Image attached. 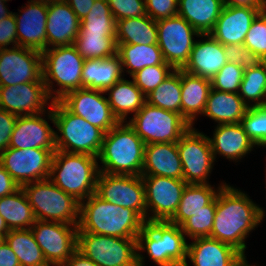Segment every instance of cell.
Wrapping results in <instances>:
<instances>
[{"label": "cell", "instance_id": "obj_12", "mask_svg": "<svg viewBox=\"0 0 266 266\" xmlns=\"http://www.w3.org/2000/svg\"><path fill=\"white\" fill-rule=\"evenodd\" d=\"M177 149L187 184H209L207 181L214 167V157L209 136L193 126L178 140Z\"/></svg>", "mask_w": 266, "mask_h": 266}, {"label": "cell", "instance_id": "obj_5", "mask_svg": "<svg viewBox=\"0 0 266 266\" xmlns=\"http://www.w3.org/2000/svg\"><path fill=\"white\" fill-rule=\"evenodd\" d=\"M46 114L58 131L56 150L98 157L105 135L100 128L71 113L60 101H53Z\"/></svg>", "mask_w": 266, "mask_h": 266}, {"label": "cell", "instance_id": "obj_7", "mask_svg": "<svg viewBox=\"0 0 266 266\" xmlns=\"http://www.w3.org/2000/svg\"><path fill=\"white\" fill-rule=\"evenodd\" d=\"M84 61L74 44L42 52L43 81L52 101H59L67 93L82 88ZM54 82L58 89H53Z\"/></svg>", "mask_w": 266, "mask_h": 266}, {"label": "cell", "instance_id": "obj_27", "mask_svg": "<svg viewBox=\"0 0 266 266\" xmlns=\"http://www.w3.org/2000/svg\"><path fill=\"white\" fill-rule=\"evenodd\" d=\"M141 176L183 179V168L177 143L146 144Z\"/></svg>", "mask_w": 266, "mask_h": 266}, {"label": "cell", "instance_id": "obj_51", "mask_svg": "<svg viewBox=\"0 0 266 266\" xmlns=\"http://www.w3.org/2000/svg\"><path fill=\"white\" fill-rule=\"evenodd\" d=\"M18 46L16 19L14 13L0 21V49H6L9 45Z\"/></svg>", "mask_w": 266, "mask_h": 266}, {"label": "cell", "instance_id": "obj_60", "mask_svg": "<svg viewBox=\"0 0 266 266\" xmlns=\"http://www.w3.org/2000/svg\"><path fill=\"white\" fill-rule=\"evenodd\" d=\"M39 1H46V2H50V1H53V0H39Z\"/></svg>", "mask_w": 266, "mask_h": 266}, {"label": "cell", "instance_id": "obj_2", "mask_svg": "<svg viewBox=\"0 0 266 266\" xmlns=\"http://www.w3.org/2000/svg\"><path fill=\"white\" fill-rule=\"evenodd\" d=\"M145 224L135 210L104 201L95 193L80 202L77 232L137 238Z\"/></svg>", "mask_w": 266, "mask_h": 266}, {"label": "cell", "instance_id": "obj_53", "mask_svg": "<svg viewBox=\"0 0 266 266\" xmlns=\"http://www.w3.org/2000/svg\"><path fill=\"white\" fill-rule=\"evenodd\" d=\"M69 4L71 9L76 13L77 17L81 21L88 15L93 7L95 0H64Z\"/></svg>", "mask_w": 266, "mask_h": 266}, {"label": "cell", "instance_id": "obj_45", "mask_svg": "<svg viewBox=\"0 0 266 266\" xmlns=\"http://www.w3.org/2000/svg\"><path fill=\"white\" fill-rule=\"evenodd\" d=\"M243 73L244 69L241 66L227 62L211 79L212 89L238 93Z\"/></svg>", "mask_w": 266, "mask_h": 266}, {"label": "cell", "instance_id": "obj_46", "mask_svg": "<svg viewBox=\"0 0 266 266\" xmlns=\"http://www.w3.org/2000/svg\"><path fill=\"white\" fill-rule=\"evenodd\" d=\"M244 46L266 61V9L253 20L246 34Z\"/></svg>", "mask_w": 266, "mask_h": 266}, {"label": "cell", "instance_id": "obj_13", "mask_svg": "<svg viewBox=\"0 0 266 266\" xmlns=\"http://www.w3.org/2000/svg\"><path fill=\"white\" fill-rule=\"evenodd\" d=\"M56 149L9 148L0 154V164L22 187L25 184L49 179L53 153Z\"/></svg>", "mask_w": 266, "mask_h": 266}, {"label": "cell", "instance_id": "obj_24", "mask_svg": "<svg viewBox=\"0 0 266 266\" xmlns=\"http://www.w3.org/2000/svg\"><path fill=\"white\" fill-rule=\"evenodd\" d=\"M261 11L260 8L224 6L210 34L223 45L244 44L253 20Z\"/></svg>", "mask_w": 266, "mask_h": 266}, {"label": "cell", "instance_id": "obj_52", "mask_svg": "<svg viewBox=\"0 0 266 266\" xmlns=\"http://www.w3.org/2000/svg\"><path fill=\"white\" fill-rule=\"evenodd\" d=\"M20 186L0 164V198L13 194Z\"/></svg>", "mask_w": 266, "mask_h": 266}, {"label": "cell", "instance_id": "obj_43", "mask_svg": "<svg viewBox=\"0 0 266 266\" xmlns=\"http://www.w3.org/2000/svg\"><path fill=\"white\" fill-rule=\"evenodd\" d=\"M241 124L255 146L266 147V106L248 107Z\"/></svg>", "mask_w": 266, "mask_h": 266}, {"label": "cell", "instance_id": "obj_41", "mask_svg": "<svg viewBox=\"0 0 266 266\" xmlns=\"http://www.w3.org/2000/svg\"><path fill=\"white\" fill-rule=\"evenodd\" d=\"M74 45L84 60L106 59L117 54L116 37L102 33L78 34Z\"/></svg>", "mask_w": 266, "mask_h": 266}, {"label": "cell", "instance_id": "obj_35", "mask_svg": "<svg viewBox=\"0 0 266 266\" xmlns=\"http://www.w3.org/2000/svg\"><path fill=\"white\" fill-rule=\"evenodd\" d=\"M117 55L122 64L123 74L126 71L130 76L144 67L165 63L158 44H117Z\"/></svg>", "mask_w": 266, "mask_h": 266}, {"label": "cell", "instance_id": "obj_25", "mask_svg": "<svg viewBox=\"0 0 266 266\" xmlns=\"http://www.w3.org/2000/svg\"><path fill=\"white\" fill-rule=\"evenodd\" d=\"M204 40H196L188 63L182 69L187 73L211 80L228 62L224 45L211 34H201Z\"/></svg>", "mask_w": 266, "mask_h": 266}, {"label": "cell", "instance_id": "obj_55", "mask_svg": "<svg viewBox=\"0 0 266 266\" xmlns=\"http://www.w3.org/2000/svg\"><path fill=\"white\" fill-rule=\"evenodd\" d=\"M61 266H98L94 261L76 249Z\"/></svg>", "mask_w": 266, "mask_h": 266}, {"label": "cell", "instance_id": "obj_33", "mask_svg": "<svg viewBox=\"0 0 266 266\" xmlns=\"http://www.w3.org/2000/svg\"><path fill=\"white\" fill-rule=\"evenodd\" d=\"M226 183H220L216 189L210 184H187L174 216L169 222L181 226L203 207L210 204Z\"/></svg>", "mask_w": 266, "mask_h": 266}, {"label": "cell", "instance_id": "obj_22", "mask_svg": "<svg viewBox=\"0 0 266 266\" xmlns=\"http://www.w3.org/2000/svg\"><path fill=\"white\" fill-rule=\"evenodd\" d=\"M45 113L47 111L37 115L18 116L10 138L9 148L56 149L55 130L46 121Z\"/></svg>", "mask_w": 266, "mask_h": 266}, {"label": "cell", "instance_id": "obj_34", "mask_svg": "<svg viewBox=\"0 0 266 266\" xmlns=\"http://www.w3.org/2000/svg\"><path fill=\"white\" fill-rule=\"evenodd\" d=\"M157 35L156 21L148 15L125 18L116 22L117 44H157Z\"/></svg>", "mask_w": 266, "mask_h": 266}, {"label": "cell", "instance_id": "obj_29", "mask_svg": "<svg viewBox=\"0 0 266 266\" xmlns=\"http://www.w3.org/2000/svg\"><path fill=\"white\" fill-rule=\"evenodd\" d=\"M248 106L238 93L224 92L211 88L203 116L219 124L241 123Z\"/></svg>", "mask_w": 266, "mask_h": 266}, {"label": "cell", "instance_id": "obj_3", "mask_svg": "<svg viewBox=\"0 0 266 266\" xmlns=\"http://www.w3.org/2000/svg\"><path fill=\"white\" fill-rule=\"evenodd\" d=\"M145 143L125 121L105 133L97 160L100 172L120 175H141Z\"/></svg>", "mask_w": 266, "mask_h": 266}, {"label": "cell", "instance_id": "obj_14", "mask_svg": "<svg viewBox=\"0 0 266 266\" xmlns=\"http://www.w3.org/2000/svg\"><path fill=\"white\" fill-rule=\"evenodd\" d=\"M95 194L104 201L135 210L146 221L145 186L141 175L100 172Z\"/></svg>", "mask_w": 266, "mask_h": 266}, {"label": "cell", "instance_id": "obj_4", "mask_svg": "<svg viewBox=\"0 0 266 266\" xmlns=\"http://www.w3.org/2000/svg\"><path fill=\"white\" fill-rule=\"evenodd\" d=\"M185 234L169 221H149L137 236L138 266L145 265L142 251L158 266H184L187 262Z\"/></svg>", "mask_w": 266, "mask_h": 266}, {"label": "cell", "instance_id": "obj_39", "mask_svg": "<svg viewBox=\"0 0 266 266\" xmlns=\"http://www.w3.org/2000/svg\"><path fill=\"white\" fill-rule=\"evenodd\" d=\"M180 69L174 70L157 88L146 95L150 105L181 114Z\"/></svg>", "mask_w": 266, "mask_h": 266}, {"label": "cell", "instance_id": "obj_6", "mask_svg": "<svg viewBox=\"0 0 266 266\" xmlns=\"http://www.w3.org/2000/svg\"><path fill=\"white\" fill-rule=\"evenodd\" d=\"M97 157L56 150L49 179L60 189L81 202L95 193L100 173Z\"/></svg>", "mask_w": 266, "mask_h": 266}, {"label": "cell", "instance_id": "obj_16", "mask_svg": "<svg viewBox=\"0 0 266 266\" xmlns=\"http://www.w3.org/2000/svg\"><path fill=\"white\" fill-rule=\"evenodd\" d=\"M141 177L145 186L146 222L169 221L178 208L187 183L183 179L164 176Z\"/></svg>", "mask_w": 266, "mask_h": 266}, {"label": "cell", "instance_id": "obj_47", "mask_svg": "<svg viewBox=\"0 0 266 266\" xmlns=\"http://www.w3.org/2000/svg\"><path fill=\"white\" fill-rule=\"evenodd\" d=\"M224 54L227 61L241 66L244 70L259 66L264 60L252 52L244 44L224 45Z\"/></svg>", "mask_w": 266, "mask_h": 266}, {"label": "cell", "instance_id": "obj_20", "mask_svg": "<svg viewBox=\"0 0 266 266\" xmlns=\"http://www.w3.org/2000/svg\"><path fill=\"white\" fill-rule=\"evenodd\" d=\"M25 9L14 13L18 45L43 52L47 49V9L48 2L28 0Z\"/></svg>", "mask_w": 266, "mask_h": 266}, {"label": "cell", "instance_id": "obj_58", "mask_svg": "<svg viewBox=\"0 0 266 266\" xmlns=\"http://www.w3.org/2000/svg\"><path fill=\"white\" fill-rule=\"evenodd\" d=\"M9 228L5 223L4 218L0 215V234H7L9 232Z\"/></svg>", "mask_w": 266, "mask_h": 266}, {"label": "cell", "instance_id": "obj_28", "mask_svg": "<svg viewBox=\"0 0 266 266\" xmlns=\"http://www.w3.org/2000/svg\"><path fill=\"white\" fill-rule=\"evenodd\" d=\"M181 79V115L192 125L198 115H202L209 91L211 80L196 76L180 69ZM197 116V117H196Z\"/></svg>", "mask_w": 266, "mask_h": 266}, {"label": "cell", "instance_id": "obj_48", "mask_svg": "<svg viewBox=\"0 0 266 266\" xmlns=\"http://www.w3.org/2000/svg\"><path fill=\"white\" fill-rule=\"evenodd\" d=\"M115 21L146 14L145 0H107Z\"/></svg>", "mask_w": 266, "mask_h": 266}, {"label": "cell", "instance_id": "obj_42", "mask_svg": "<svg viewBox=\"0 0 266 266\" xmlns=\"http://www.w3.org/2000/svg\"><path fill=\"white\" fill-rule=\"evenodd\" d=\"M216 205L217 196L210 204L203 207L202 210L195 213L180 226L186 237H189V239L210 237Z\"/></svg>", "mask_w": 266, "mask_h": 266}, {"label": "cell", "instance_id": "obj_40", "mask_svg": "<svg viewBox=\"0 0 266 266\" xmlns=\"http://www.w3.org/2000/svg\"><path fill=\"white\" fill-rule=\"evenodd\" d=\"M88 33L116 37V21L107 0H95L91 11L81 20L79 34Z\"/></svg>", "mask_w": 266, "mask_h": 266}, {"label": "cell", "instance_id": "obj_18", "mask_svg": "<svg viewBox=\"0 0 266 266\" xmlns=\"http://www.w3.org/2000/svg\"><path fill=\"white\" fill-rule=\"evenodd\" d=\"M105 91L80 88L67 93L59 101L73 114L84 118L104 133L115 127L119 121L114 116Z\"/></svg>", "mask_w": 266, "mask_h": 266}, {"label": "cell", "instance_id": "obj_26", "mask_svg": "<svg viewBox=\"0 0 266 266\" xmlns=\"http://www.w3.org/2000/svg\"><path fill=\"white\" fill-rule=\"evenodd\" d=\"M209 141L215 161L218 154L229 161L238 162L256 147L241 123L217 124Z\"/></svg>", "mask_w": 266, "mask_h": 266}, {"label": "cell", "instance_id": "obj_9", "mask_svg": "<svg viewBox=\"0 0 266 266\" xmlns=\"http://www.w3.org/2000/svg\"><path fill=\"white\" fill-rule=\"evenodd\" d=\"M127 123L145 144L177 143L192 127L181 114L147 102Z\"/></svg>", "mask_w": 266, "mask_h": 266}, {"label": "cell", "instance_id": "obj_50", "mask_svg": "<svg viewBox=\"0 0 266 266\" xmlns=\"http://www.w3.org/2000/svg\"><path fill=\"white\" fill-rule=\"evenodd\" d=\"M17 115L0 108V154L8 149Z\"/></svg>", "mask_w": 266, "mask_h": 266}, {"label": "cell", "instance_id": "obj_49", "mask_svg": "<svg viewBox=\"0 0 266 266\" xmlns=\"http://www.w3.org/2000/svg\"><path fill=\"white\" fill-rule=\"evenodd\" d=\"M146 14L154 21L176 16L178 0H145Z\"/></svg>", "mask_w": 266, "mask_h": 266}, {"label": "cell", "instance_id": "obj_59", "mask_svg": "<svg viewBox=\"0 0 266 266\" xmlns=\"http://www.w3.org/2000/svg\"><path fill=\"white\" fill-rule=\"evenodd\" d=\"M6 234H0V245L5 241Z\"/></svg>", "mask_w": 266, "mask_h": 266}, {"label": "cell", "instance_id": "obj_54", "mask_svg": "<svg viewBox=\"0 0 266 266\" xmlns=\"http://www.w3.org/2000/svg\"><path fill=\"white\" fill-rule=\"evenodd\" d=\"M0 266H20L18 257L6 241L0 245Z\"/></svg>", "mask_w": 266, "mask_h": 266}, {"label": "cell", "instance_id": "obj_10", "mask_svg": "<svg viewBox=\"0 0 266 266\" xmlns=\"http://www.w3.org/2000/svg\"><path fill=\"white\" fill-rule=\"evenodd\" d=\"M77 249L98 266H138L137 238L77 232Z\"/></svg>", "mask_w": 266, "mask_h": 266}, {"label": "cell", "instance_id": "obj_31", "mask_svg": "<svg viewBox=\"0 0 266 266\" xmlns=\"http://www.w3.org/2000/svg\"><path fill=\"white\" fill-rule=\"evenodd\" d=\"M223 8L222 0H178L177 15L183 17L199 34H210Z\"/></svg>", "mask_w": 266, "mask_h": 266}, {"label": "cell", "instance_id": "obj_15", "mask_svg": "<svg viewBox=\"0 0 266 266\" xmlns=\"http://www.w3.org/2000/svg\"><path fill=\"white\" fill-rule=\"evenodd\" d=\"M31 231L50 266H61L77 249L76 225L36 220Z\"/></svg>", "mask_w": 266, "mask_h": 266}, {"label": "cell", "instance_id": "obj_1", "mask_svg": "<svg viewBox=\"0 0 266 266\" xmlns=\"http://www.w3.org/2000/svg\"><path fill=\"white\" fill-rule=\"evenodd\" d=\"M264 217V208L254 203L248 194L226 183L217 194L210 237L233 246L245 256V240Z\"/></svg>", "mask_w": 266, "mask_h": 266}, {"label": "cell", "instance_id": "obj_30", "mask_svg": "<svg viewBox=\"0 0 266 266\" xmlns=\"http://www.w3.org/2000/svg\"><path fill=\"white\" fill-rule=\"evenodd\" d=\"M119 56L106 59H88L82 68V88L106 91L125 75Z\"/></svg>", "mask_w": 266, "mask_h": 266}, {"label": "cell", "instance_id": "obj_32", "mask_svg": "<svg viewBox=\"0 0 266 266\" xmlns=\"http://www.w3.org/2000/svg\"><path fill=\"white\" fill-rule=\"evenodd\" d=\"M108 103L119 122H127L128 114L133 116L143 107L146 96L132 80L124 77L105 91ZM108 93V94H107Z\"/></svg>", "mask_w": 266, "mask_h": 266}, {"label": "cell", "instance_id": "obj_37", "mask_svg": "<svg viewBox=\"0 0 266 266\" xmlns=\"http://www.w3.org/2000/svg\"><path fill=\"white\" fill-rule=\"evenodd\" d=\"M5 241L18 257L20 266H50L37 244L31 228L10 230Z\"/></svg>", "mask_w": 266, "mask_h": 266}, {"label": "cell", "instance_id": "obj_19", "mask_svg": "<svg viewBox=\"0 0 266 266\" xmlns=\"http://www.w3.org/2000/svg\"><path fill=\"white\" fill-rule=\"evenodd\" d=\"M52 103L44 82H27L0 87V108L17 116L46 112L51 109ZM45 105L50 107L46 108Z\"/></svg>", "mask_w": 266, "mask_h": 266}, {"label": "cell", "instance_id": "obj_38", "mask_svg": "<svg viewBox=\"0 0 266 266\" xmlns=\"http://www.w3.org/2000/svg\"><path fill=\"white\" fill-rule=\"evenodd\" d=\"M238 94L248 107L266 106V61L244 70Z\"/></svg>", "mask_w": 266, "mask_h": 266}, {"label": "cell", "instance_id": "obj_11", "mask_svg": "<svg viewBox=\"0 0 266 266\" xmlns=\"http://www.w3.org/2000/svg\"><path fill=\"white\" fill-rule=\"evenodd\" d=\"M158 35L157 44L166 63L175 70L183 69L188 63L199 34L183 17L176 15L156 21Z\"/></svg>", "mask_w": 266, "mask_h": 266}, {"label": "cell", "instance_id": "obj_56", "mask_svg": "<svg viewBox=\"0 0 266 266\" xmlns=\"http://www.w3.org/2000/svg\"><path fill=\"white\" fill-rule=\"evenodd\" d=\"M224 6H239L266 9V0H222Z\"/></svg>", "mask_w": 266, "mask_h": 266}, {"label": "cell", "instance_id": "obj_8", "mask_svg": "<svg viewBox=\"0 0 266 266\" xmlns=\"http://www.w3.org/2000/svg\"><path fill=\"white\" fill-rule=\"evenodd\" d=\"M36 220L79 223L80 202L57 187L50 179L22 186Z\"/></svg>", "mask_w": 266, "mask_h": 266}, {"label": "cell", "instance_id": "obj_57", "mask_svg": "<svg viewBox=\"0 0 266 266\" xmlns=\"http://www.w3.org/2000/svg\"><path fill=\"white\" fill-rule=\"evenodd\" d=\"M5 3H6L5 1L0 0V21L13 14V12L8 10Z\"/></svg>", "mask_w": 266, "mask_h": 266}, {"label": "cell", "instance_id": "obj_36", "mask_svg": "<svg viewBox=\"0 0 266 266\" xmlns=\"http://www.w3.org/2000/svg\"><path fill=\"white\" fill-rule=\"evenodd\" d=\"M0 215L4 218L9 230L30 229L36 221L22 187L13 194L0 198Z\"/></svg>", "mask_w": 266, "mask_h": 266}, {"label": "cell", "instance_id": "obj_44", "mask_svg": "<svg viewBox=\"0 0 266 266\" xmlns=\"http://www.w3.org/2000/svg\"><path fill=\"white\" fill-rule=\"evenodd\" d=\"M175 69L168 63L148 66L131 76L136 86L146 96L157 88Z\"/></svg>", "mask_w": 266, "mask_h": 266}, {"label": "cell", "instance_id": "obj_23", "mask_svg": "<svg viewBox=\"0 0 266 266\" xmlns=\"http://www.w3.org/2000/svg\"><path fill=\"white\" fill-rule=\"evenodd\" d=\"M81 21L64 0L48 2L47 49L73 45L79 34Z\"/></svg>", "mask_w": 266, "mask_h": 266}, {"label": "cell", "instance_id": "obj_17", "mask_svg": "<svg viewBox=\"0 0 266 266\" xmlns=\"http://www.w3.org/2000/svg\"><path fill=\"white\" fill-rule=\"evenodd\" d=\"M44 82L42 53L22 46L0 49V87Z\"/></svg>", "mask_w": 266, "mask_h": 266}, {"label": "cell", "instance_id": "obj_21", "mask_svg": "<svg viewBox=\"0 0 266 266\" xmlns=\"http://www.w3.org/2000/svg\"><path fill=\"white\" fill-rule=\"evenodd\" d=\"M194 266H250L233 246L211 237L195 238L187 246V258ZM184 266H190L186 262Z\"/></svg>", "mask_w": 266, "mask_h": 266}]
</instances>
